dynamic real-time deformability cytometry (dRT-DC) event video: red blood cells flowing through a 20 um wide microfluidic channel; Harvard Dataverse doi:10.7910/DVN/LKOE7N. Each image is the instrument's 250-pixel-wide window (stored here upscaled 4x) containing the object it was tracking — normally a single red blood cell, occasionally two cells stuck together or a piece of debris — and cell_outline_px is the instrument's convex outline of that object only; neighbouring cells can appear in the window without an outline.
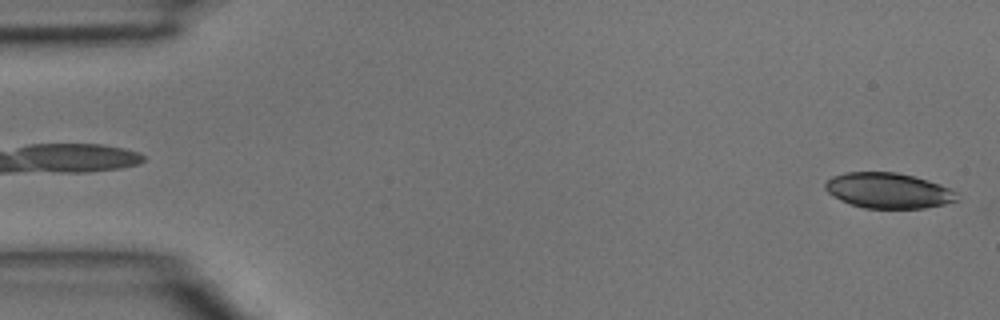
{"species": "common noctule bat (a hibernating species)", "species_latin": "Nyctalus noctula", "temperature_condition": "room temperature", "stored_images_in_passage": 45, "camera_frame_rate_fps": 3000, "um_per_image_px": 0.085, "animal": {"sex": "male", "body_mass_g": 15.6}, "frame": {"image": 1, "passage_image": 1, "time_ms": 0.0, "image_size_px": [1000, 320], "cell_outline_px": [[960, 200], [944, 204], [924, 208], [864, 208], [840, 200], [832, 196], [824, 188], [824, 184], [832, 176], [844, 172], [896, 172], [928, 180], [940, 184], [956, 192]], "centroid_in_image_um": [75.5, 16.2], "position_along_channel_um": 9.5, "area_um2": 27.22}}
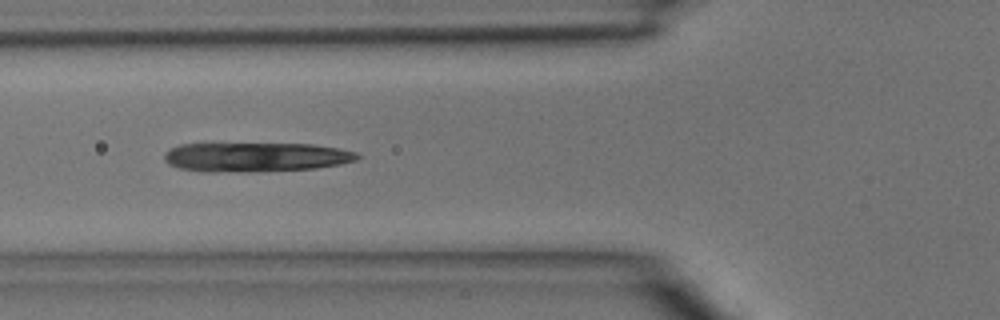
{"frame": {"image": 2, "passage_image": 16, "time_ms": 5.0, "image_size_px": [1000, 320], "cell_outline_px": [[360, 156], [356, 160], [340, 164], [316, 168], [244, 172], [204, 172], [180, 168], [168, 164], [164, 160], [164, 152], [180, 144], [312, 144], [340, 148], [356, 152]], "centroid_in_image_um": [21.72, 13.35], "position_along_channel_um": 104.1, "area_um2": 33.0}}
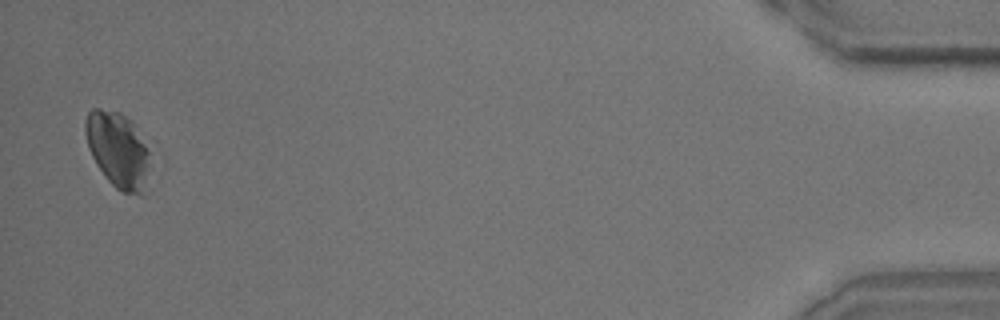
{"frame": {"image": 3, "passage_image": 44, "time_ms": 14.333, "image_size_px": [1000, 320], "cell_outline_px": [[148, 192], [144, 196], [140, 196], [120, 192], [108, 180], [96, 164], [88, 148], [84, 132], [84, 120], [88, 112], [92, 108], [100, 108], [120, 112], [132, 120], [148, 152]], "centroid_in_image_um": [10.01, 12.77], "position_along_channel_um": 425.2, "area_um2": 28.96}}